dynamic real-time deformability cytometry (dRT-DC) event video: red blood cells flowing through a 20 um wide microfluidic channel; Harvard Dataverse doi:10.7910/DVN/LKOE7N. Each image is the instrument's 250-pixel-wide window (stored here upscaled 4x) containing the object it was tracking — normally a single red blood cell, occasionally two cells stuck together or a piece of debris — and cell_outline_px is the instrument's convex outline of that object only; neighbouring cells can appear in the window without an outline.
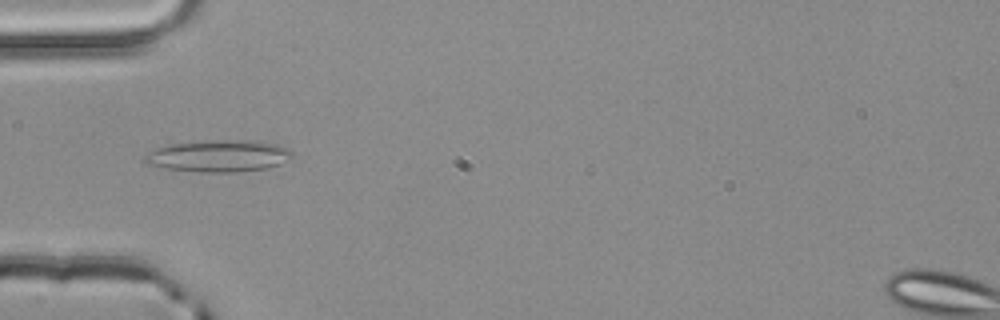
{"species": "common noctule bat (a hibernating species)", "species_latin": "Nyctalus noctula", "temperature_condition": "room temperature", "stored_images_in_passage": 3, "camera_frame_rate_fps": 3000, "um_per_image_px": 0.085, "animal": {"sex": "male", "body_mass_g": 20.4}, "frame": {"image": 1, "passage_image": 3, "time_ms": 0.667, "image_size_px": [1000, 320], "cell_outline_px": [[292, 156], [280, 164], [268, 168], [236, 172], [200, 172], [164, 168], [144, 164], [144, 156], [148, 152], [156, 148], [172, 144], [224, 140], [252, 140], [276, 144], [288, 148], [292, 152]], "centroid_in_image_um": [18.58, 13.27], "position_along_channel_um": 66.4, "area_um2": 27.22}}